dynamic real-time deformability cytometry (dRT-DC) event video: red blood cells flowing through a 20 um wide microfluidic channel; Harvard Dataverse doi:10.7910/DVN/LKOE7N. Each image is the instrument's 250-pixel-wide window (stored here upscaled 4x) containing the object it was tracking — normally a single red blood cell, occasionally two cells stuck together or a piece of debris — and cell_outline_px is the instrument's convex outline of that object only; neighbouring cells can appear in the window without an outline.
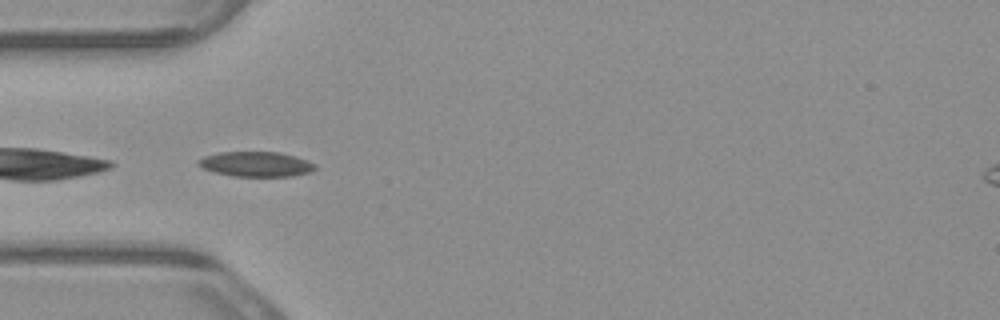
{"species": "common noctule bat (a hibernating species)", "species_latin": "Nyctalus noctula", "temperature_condition": "warm", "stored_images_in_passage": 5, "camera_frame_rate_fps": 3000, "um_per_image_px": 0.085, "animal": {"sex": "male", "body_mass_g": 23.1, "forearm_length_mm": 52.7}, "frame": {"image": 1, "passage_image": 4, "time_ms": 1.0, "image_size_px": [1000, 320], "cell_outline_px": [[316, 168], [312, 172], [292, 176], [232, 176], [200, 168], [196, 164], [196, 160], [204, 156], [220, 152], [280, 152], [296, 156], [316, 164]], "centroid_in_image_um": [21.75, 13.95], "position_along_channel_um": 63.3, "area_um2": 17.17}}
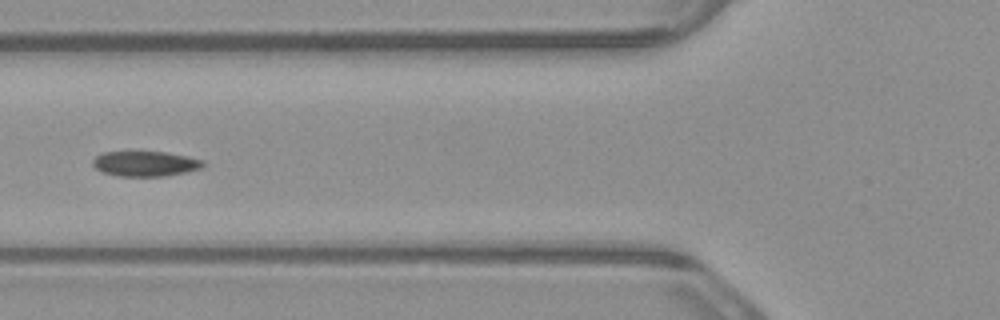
{"frame": {"image": 2, "passage_image": 5, "time_ms": 1.333, "image_size_px": [1000, 320], "cell_outline_px": [[204, 164], [200, 168], [184, 172], [164, 176], [120, 176], [100, 172], [92, 164], [92, 160], [96, 156], [104, 152], [168, 152], [188, 156], [204, 160]], "centroid_in_image_um": [12.33, 13.91], "position_along_channel_um": 113.5, "area_um2": 16.13}}